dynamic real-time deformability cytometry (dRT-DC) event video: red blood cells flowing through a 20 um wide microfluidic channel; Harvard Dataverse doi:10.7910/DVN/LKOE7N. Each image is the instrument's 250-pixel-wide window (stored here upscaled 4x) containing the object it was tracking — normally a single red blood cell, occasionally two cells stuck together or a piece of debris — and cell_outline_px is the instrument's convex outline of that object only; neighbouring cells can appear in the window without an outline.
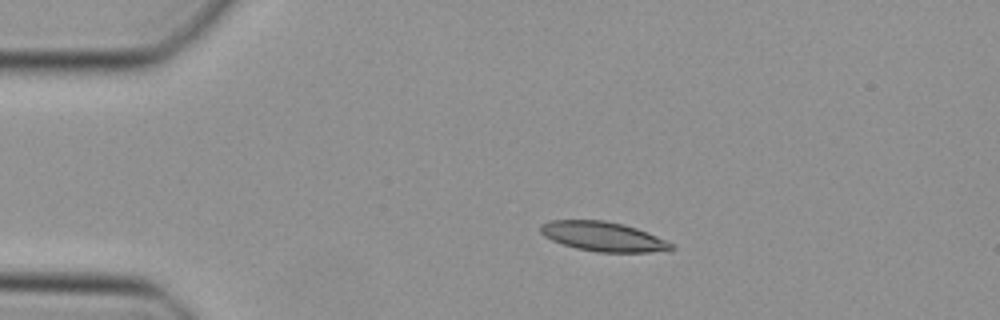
{"species": "Egyptian fruit bat (a non-hibernating species)", "species_latin": "Rousettus aegyptiacus", "temperature_condition": "cold", "stored_images_in_passage": 39, "camera_frame_rate_fps": 3000, "um_per_image_px": 0.085, "animal": {"sex": "female"}, "frame": {"image": 1, "passage_image": 1, "time_ms": 0.0, "image_size_px": [1000, 320], "cell_outline_px": [[676, 248], [648, 252], [596, 252], [576, 248], [552, 240], [544, 236], [540, 232], [540, 224], [552, 220], [604, 220], [624, 224], [636, 228], [656, 236], [672, 244]], "centroid_in_image_um": [51.22, 20.09], "position_along_channel_um": 33.8, "area_um2": 22.25}}
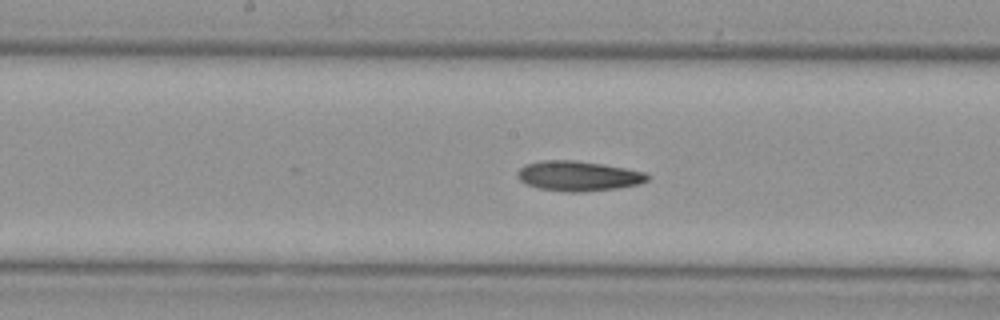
{"frame": {"image": 2, "passage_image": 16, "time_ms": 5.0, "image_size_px": [1000, 320], "cell_outline_px": [[648, 180], [640, 184], [616, 188], [580, 192], [568, 192], [540, 188], [528, 184], [520, 180], [516, 176], [516, 172], [520, 168], [528, 164], [544, 160], [576, 160], [604, 164], [644, 172], [648, 176]], "centroid_in_image_um": [49.15, 14.95], "position_along_channel_um": 199.0, "area_um2": 22.48}}
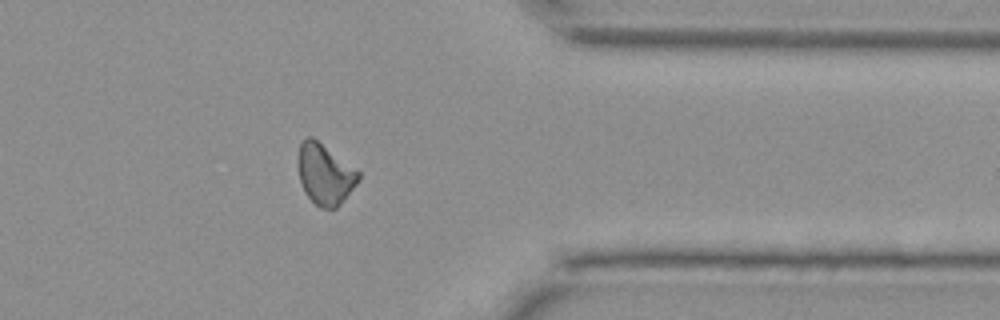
{"frame": {"image": 3, "passage_image": 30, "time_ms": 9.667, "image_size_px": [1000, 320], "cell_outline_px": [[360, 180], [340, 204], [336, 208], [320, 208], [304, 192], [300, 180], [296, 160], [300, 144], [308, 136], [312, 136], [360, 172]], "centroid_in_image_um": [27.6, 14.8], "position_along_channel_um": 383.8, "area_um2": 21.33}}